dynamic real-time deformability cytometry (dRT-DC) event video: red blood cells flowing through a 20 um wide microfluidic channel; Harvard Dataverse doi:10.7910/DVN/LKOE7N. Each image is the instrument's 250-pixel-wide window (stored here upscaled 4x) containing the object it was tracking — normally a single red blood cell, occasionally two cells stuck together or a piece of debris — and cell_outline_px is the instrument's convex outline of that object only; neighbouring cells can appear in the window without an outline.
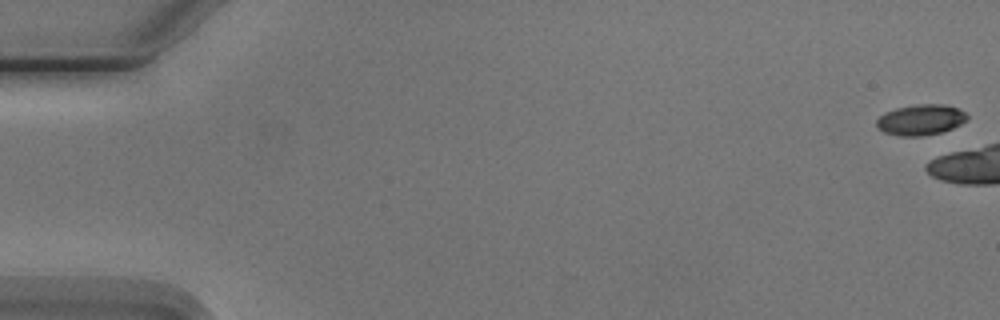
{"species": "Egyptian fruit bat (a non-hibernating species)", "species_latin": "Rousettus aegyptiacus", "temperature_condition": "cold", "stored_images_in_passage": 5, "camera_frame_rate_fps": 3000, "um_per_image_px": 0.085, "animal": {"sex": "male"}, "frame": {"image": 1, "passage_image": 1, "time_ms": 0.0, "image_size_px": [1000, 320], "cell_outline_px": [[968, 120], [944, 132], [920, 136], [900, 136], [884, 132], [876, 128], [876, 120], [884, 112], [896, 108], [916, 104], [944, 104], [956, 108], [964, 112], [968, 116]], "centroid_in_image_um": [78.24, 10.18], "position_along_channel_um": 6.8, "area_um2": 16.3}}